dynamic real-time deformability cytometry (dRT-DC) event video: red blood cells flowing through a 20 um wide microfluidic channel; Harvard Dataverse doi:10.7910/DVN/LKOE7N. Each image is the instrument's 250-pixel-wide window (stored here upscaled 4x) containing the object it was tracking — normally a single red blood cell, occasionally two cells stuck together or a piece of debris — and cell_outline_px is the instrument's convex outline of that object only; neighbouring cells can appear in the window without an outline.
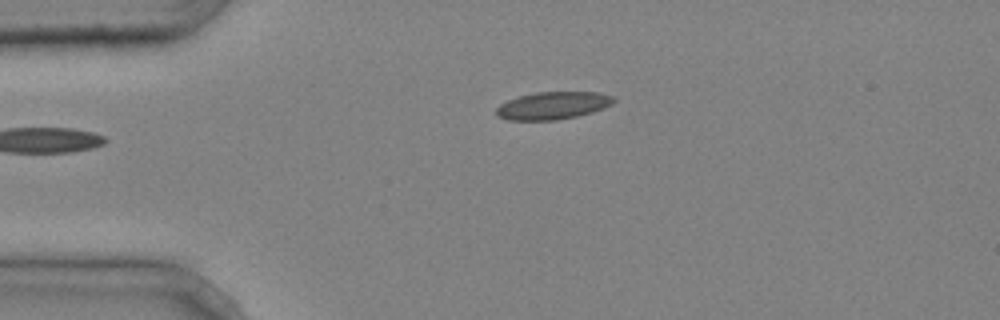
{"species": "common noctule bat (a hibernating species)", "species_latin": "Nyctalus noctula", "temperature_condition": "cold", "stored_images_in_passage": 2, "camera_frame_rate_fps": 3000, "um_per_image_px": 0.085, "animal": {"sex": "male", "body_mass_g": 20.4}, "frame": {"image": 1, "passage_image": 2, "time_ms": 0.333, "image_size_px": [1000, 320], "cell_outline_px": [[616, 100], [612, 104], [604, 108], [592, 112], [576, 116], [556, 120], [508, 120], [496, 116], [496, 108], [500, 104], [508, 100], [520, 96], [536, 92], [600, 92], [612, 96]], "centroid_in_image_um": [46.99, 8.97], "position_along_channel_um": 38.0, "area_um2": 18.84}}